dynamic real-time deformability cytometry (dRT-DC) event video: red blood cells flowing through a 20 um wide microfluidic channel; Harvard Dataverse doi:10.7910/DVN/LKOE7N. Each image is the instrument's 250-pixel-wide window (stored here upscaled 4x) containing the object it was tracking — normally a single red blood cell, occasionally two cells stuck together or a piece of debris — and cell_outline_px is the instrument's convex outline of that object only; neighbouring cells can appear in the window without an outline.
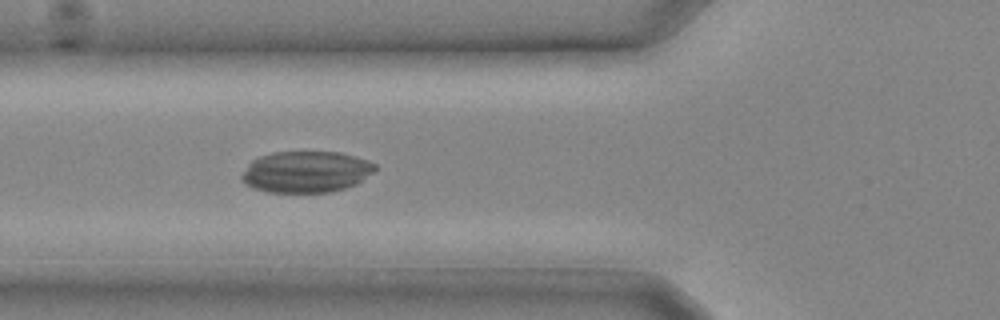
{"species": "common noctule bat (a hibernating species)", "species_latin": "Nyctalus noctula", "temperature_condition": "cold", "stored_images_in_passage": 10, "camera_frame_rate_fps": 3000, "um_per_image_px": 0.085, "animal": {"sex": "male", "body_mass_g": 20.4}, "frame": {"image": 1, "passage_image": 10, "time_ms": 3.0, "image_size_px": [1000, 320], "cell_outline_px": [[380, 168], [356, 184], [344, 188], [328, 192], [268, 192], [244, 184], [240, 176], [248, 164], [252, 160], [260, 156], [272, 152], [340, 152], [368, 160], [376, 164]], "centroid_in_image_um": [26.03, 14.6], "position_along_channel_um": 99.8, "area_um2": 32.25}}